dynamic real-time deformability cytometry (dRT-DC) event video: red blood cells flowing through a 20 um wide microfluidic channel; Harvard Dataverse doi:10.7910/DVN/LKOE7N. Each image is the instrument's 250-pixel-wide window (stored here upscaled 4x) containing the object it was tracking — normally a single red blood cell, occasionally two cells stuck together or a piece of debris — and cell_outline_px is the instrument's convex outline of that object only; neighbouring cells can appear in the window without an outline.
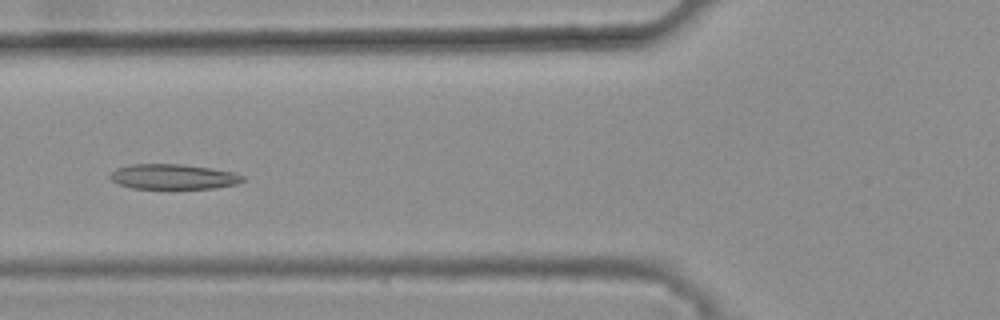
{"species": "common noctule bat (a hibernating species)", "species_latin": "Nyctalus noctula", "temperature_condition": "warm", "stored_images_in_passage": 40, "camera_frame_rate_fps": 3000, "um_per_image_px": 0.085, "animal": {"sex": "female", "body_mass_g": 25.1}, "frame": {"image": 1, "passage_image": 16, "time_ms": 5.0, "image_size_px": [1000, 320], "cell_outline_px": [[244, 180], [236, 184], [216, 188], [132, 188], [120, 184], [112, 180], [108, 176], [116, 168], [132, 164], [180, 164], [212, 168], [232, 172], [244, 176]], "centroid_in_image_um": [14.73, 15.01], "position_along_channel_um": 111.1, "area_um2": 19.25}}
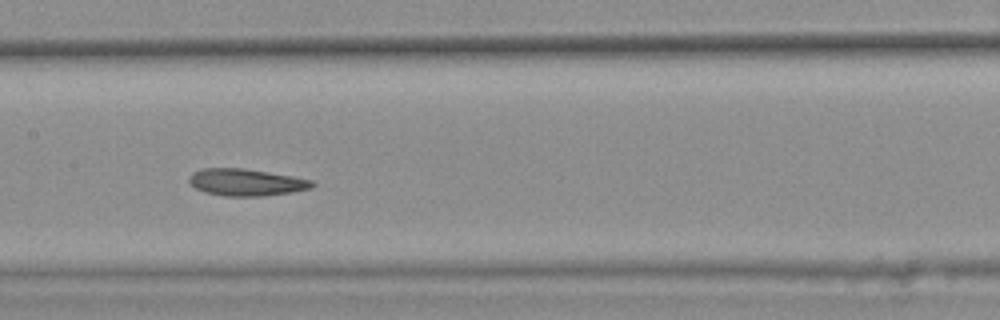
{"frame": {"image": 2, "passage_image": 22, "time_ms": 7.0, "image_size_px": [1000, 320], "cell_outline_px": [[316, 184], [312, 188], [292, 192], [264, 196], [224, 196], [204, 192], [196, 188], [188, 180], [188, 176], [192, 172], [204, 168], [244, 168], [292, 176], [312, 180]], "centroid_in_image_um": [20.92, 15.49], "position_along_channel_um": 186.5, "area_um2": 19.42}}
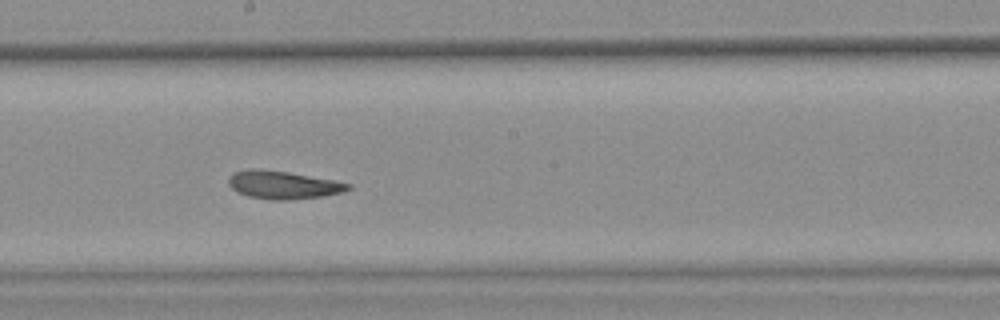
{"frame": {"image": 3, "passage_image": 25, "time_ms": 8.0, "image_size_px": [1000, 320], "cell_outline_px": [[352, 188], [344, 192], [324, 196], [288, 200], [272, 200], [248, 196], [236, 192], [228, 184], [228, 180], [236, 172], [252, 168], [256, 168], [288, 172], [332, 180], [352, 184]], "centroid_in_image_um": [24.09, 15.73], "position_along_channel_um": 224.1, "area_um2": 19.42}, "authors_computed_cell_mechanics": {"area_um2": 19.7676, "velocity_mm_per_s": 3.7707, "shape_relaxation_time_tau1_ms": null, "shape_relaxation_time_tau2_ms": 4.3849, "deformation_change_tau1": null, "deformation_change_tau2": 0.0939}}